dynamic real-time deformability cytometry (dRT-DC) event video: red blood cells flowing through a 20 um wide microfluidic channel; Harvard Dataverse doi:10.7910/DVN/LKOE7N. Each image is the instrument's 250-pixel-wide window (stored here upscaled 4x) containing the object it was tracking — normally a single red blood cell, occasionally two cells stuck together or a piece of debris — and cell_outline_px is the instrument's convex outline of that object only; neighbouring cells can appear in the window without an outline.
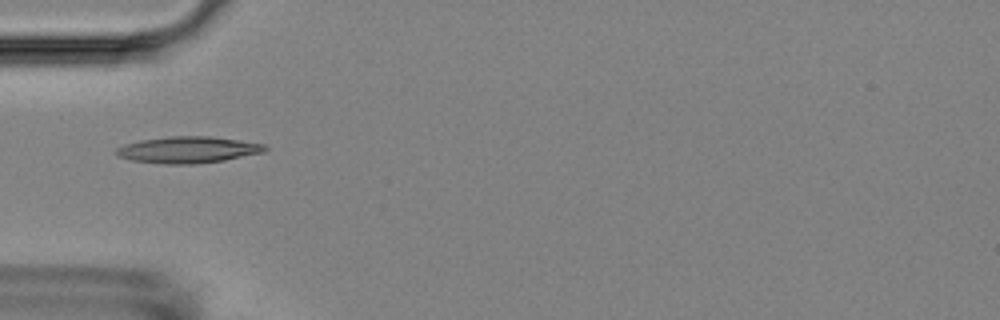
{"species": "Egyptian fruit bat (a non-hibernating species)", "species_latin": "Rousettus aegyptiacus", "temperature_condition": "room temperature", "stored_images_in_passage": 15, "camera_frame_rate_fps": 3000, "um_per_image_px": 0.085, "animal": {"sex": "female"}, "frame": {"image": 1, "passage_image": 5, "time_ms": 5.667, "image_size_px": [1000, 320], "cell_outline_px": [[268, 148], [264, 152], [224, 160], [196, 164], [164, 164], [132, 160], [116, 156], [116, 148], [124, 144], [140, 140], [168, 136], [212, 136], [264, 144]], "centroid_in_image_um": [15.95, 12.73], "position_along_channel_um": 69.0, "area_um2": 23.0}}
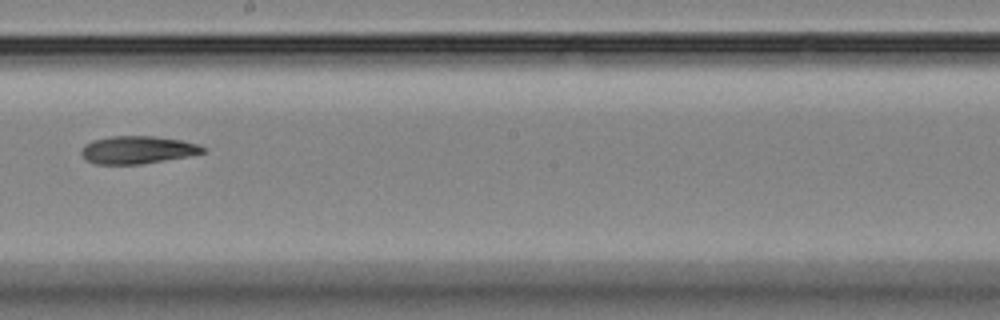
{"frame": {"image": 2, "passage_image": 9, "time_ms": 10.333, "image_size_px": [1000, 320], "cell_outline_px": [[204, 152], [188, 156], [140, 164], [96, 164], [88, 160], [80, 152], [80, 148], [84, 144], [92, 140], [108, 136], [156, 136], [180, 140], [200, 144], [204, 148]], "centroid_in_image_um": [11.66, 12.72], "position_along_channel_um": 236.5, "area_um2": 19.59}}
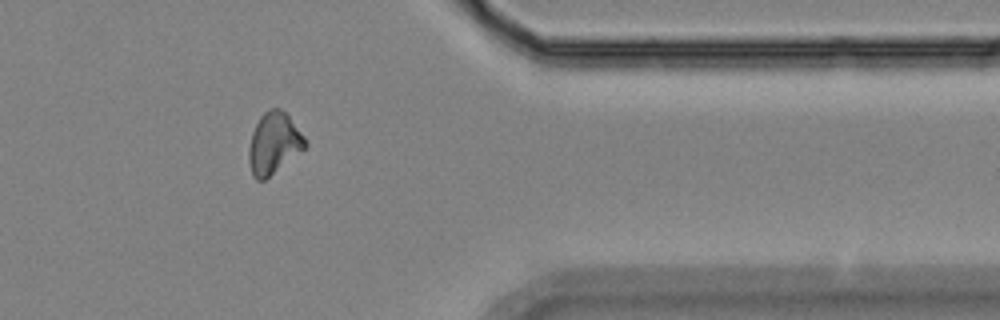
{"frame": {"image": 3, "passage_image": 13, "time_ms": 15.0, "image_size_px": [1000, 320], "cell_outline_px": [[308, 144], [304, 148], [264, 180], [256, 180], [252, 176], [248, 160], [248, 148], [252, 132], [260, 116], [268, 108], [280, 108], [288, 116], [304, 136]], "centroid_in_image_um": [23.23, 12.17], "position_along_channel_um": 388.2, "area_um2": 19.88}, "authors_computed_cell_mechanics": {"area_um2": 19.8832, "velocity_mm_per_s": 3.5828, "shape_relaxation_time_tau1_ms": 10.4857, "shape_relaxation_time_tau2_ms": null, "deformation_change_tau1": 0.1724, "deformation_change_tau2": null}}